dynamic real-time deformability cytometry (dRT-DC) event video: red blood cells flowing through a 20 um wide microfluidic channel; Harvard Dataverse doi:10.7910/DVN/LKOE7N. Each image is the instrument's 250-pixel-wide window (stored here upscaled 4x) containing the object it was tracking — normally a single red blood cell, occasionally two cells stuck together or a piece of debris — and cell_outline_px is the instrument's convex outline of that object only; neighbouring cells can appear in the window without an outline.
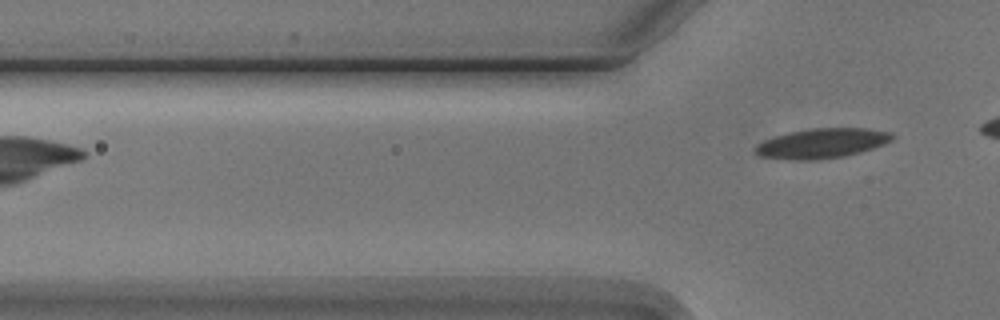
{"species": "Egyptian fruit bat (a non-hibernating species)", "species_latin": "Rousettus aegyptiacus", "temperature_condition": "cold", "stored_images_in_passage": 3, "camera_frame_rate_fps": 3000, "um_per_image_px": 0.085, "animal": {"sex": "male"}, "frame": {"image": 1, "passage_image": 3, "time_ms": 2.333, "image_size_px": [1000, 320], "cell_outline_px": [[892, 140], [884, 144], [860, 152], [844, 156], [816, 160], [792, 160], [760, 156], [752, 152], [752, 148], [756, 144], [764, 140], [776, 136], [792, 132], [812, 128], [864, 128], [892, 132]], "centroid_in_image_um": [69.82, 12.19], "position_along_channel_um": 56.0, "area_um2": 23.76}}